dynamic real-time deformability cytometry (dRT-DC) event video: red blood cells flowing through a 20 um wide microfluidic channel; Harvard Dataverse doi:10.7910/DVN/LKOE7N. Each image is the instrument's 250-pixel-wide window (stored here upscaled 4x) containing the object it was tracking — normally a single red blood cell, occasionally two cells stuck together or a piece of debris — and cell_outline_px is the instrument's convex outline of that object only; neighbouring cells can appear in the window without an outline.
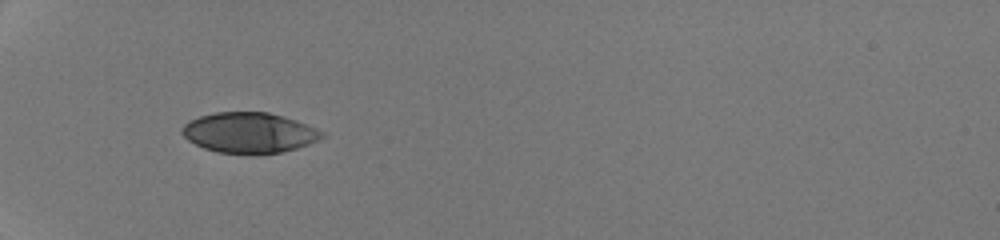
{"species": "human", "species_latin": "Homo sapiens", "temperature_condition": "room temperature", "stored_images_in_passage": 32, "camera_frame_rate_fps": 3000, "um_per_image_px": 0.085, "donor": {"sex": "male"}, "frame": {"image": 1, "passage_image": 1, "time_ms": 0.0, "image_size_px": [1000, 240], "cell_outline_px": [[324, 136], [308, 144], [296, 148], [280, 152], [252, 156], [248, 156], [216, 152], [204, 148], [188, 140], [180, 132], [180, 128], [184, 124], [200, 116], [216, 112], [268, 112], [296, 120], [316, 128], [324, 132]], "centroid_in_image_um": [21.16, 11.31], "position_along_channel_um": 63.8, "area_um2": 33.29}}
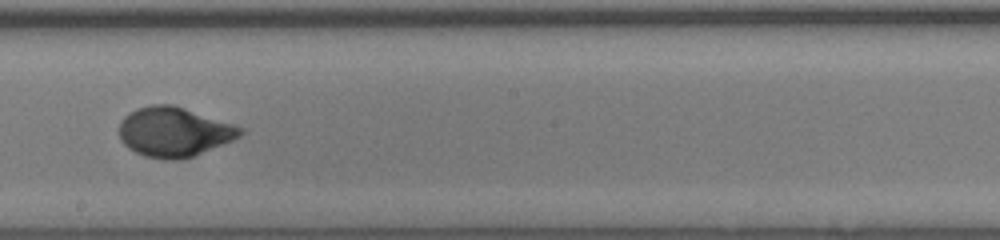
{"frame": {"image": 2, "passage_image": 14, "time_ms": 4.333, "image_size_px": [1000, 240], "cell_outline_px": [[244, 132], [240, 136], [232, 140], [192, 156], [176, 160], [164, 160], [144, 156], [128, 148], [120, 140], [120, 120], [128, 112], [136, 108], [152, 104], [172, 104], [244, 128]], "centroid_in_image_um": [14.74, 11.21], "position_along_channel_um": 233.5, "area_um2": 34.8}}
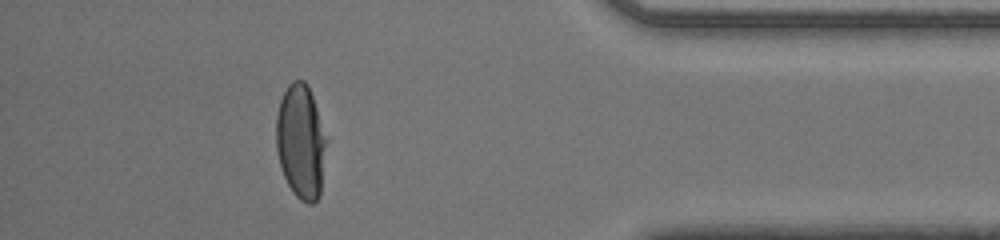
{"frame": {"image": 3, "passage_image": 28, "time_ms": 9.0, "image_size_px": [1000, 240], "cell_outline_px": [[328, 140], [320, 196], [312, 204], [308, 204], [300, 200], [292, 192], [284, 176], [280, 164], [276, 148], [276, 116], [280, 100], [288, 84], [292, 80], [304, 80], [308, 84]], "centroid_in_image_um": [25.59, 12.05], "position_along_channel_um": 409.6, "area_um2": 33.93}, "authors_computed_cell_mechanics": {"area_um2": 34.7667, "velocity_mm_per_s": 4.3043, "shape_relaxation_time_tau1_ms": 3.3822, "shape_relaxation_time_tau2_ms": null, "deformation_change_tau1": 0.1948, "deformation_change_tau2": null}}